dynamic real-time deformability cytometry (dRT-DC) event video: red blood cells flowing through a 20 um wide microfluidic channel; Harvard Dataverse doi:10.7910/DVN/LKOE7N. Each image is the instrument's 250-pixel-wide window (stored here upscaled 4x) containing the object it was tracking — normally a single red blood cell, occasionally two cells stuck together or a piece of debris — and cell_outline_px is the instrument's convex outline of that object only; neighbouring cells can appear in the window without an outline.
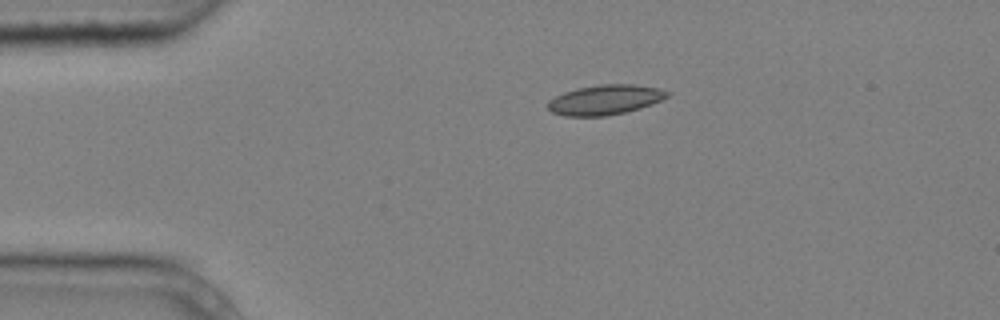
{"species": "common noctule bat (a hibernating species)", "species_latin": "Nyctalus noctula", "temperature_condition": "cold", "stored_images_in_passage": 2, "camera_frame_rate_fps": 3000, "um_per_image_px": 0.085, "animal": {"sex": "male", "body_mass_g": 20.4}, "frame": {"image": 1, "passage_image": 1, "time_ms": 0.0, "image_size_px": [1000, 320], "cell_outline_px": [[672, 92], [668, 96], [652, 104], [640, 108], [624, 112], [604, 116], [564, 116], [552, 112], [548, 108], [548, 100], [564, 92], [576, 88], [600, 84], [632, 84], [660, 88]], "centroid_in_image_um": [51.44, 8.47], "position_along_channel_um": 33.6, "area_um2": 20.81}}